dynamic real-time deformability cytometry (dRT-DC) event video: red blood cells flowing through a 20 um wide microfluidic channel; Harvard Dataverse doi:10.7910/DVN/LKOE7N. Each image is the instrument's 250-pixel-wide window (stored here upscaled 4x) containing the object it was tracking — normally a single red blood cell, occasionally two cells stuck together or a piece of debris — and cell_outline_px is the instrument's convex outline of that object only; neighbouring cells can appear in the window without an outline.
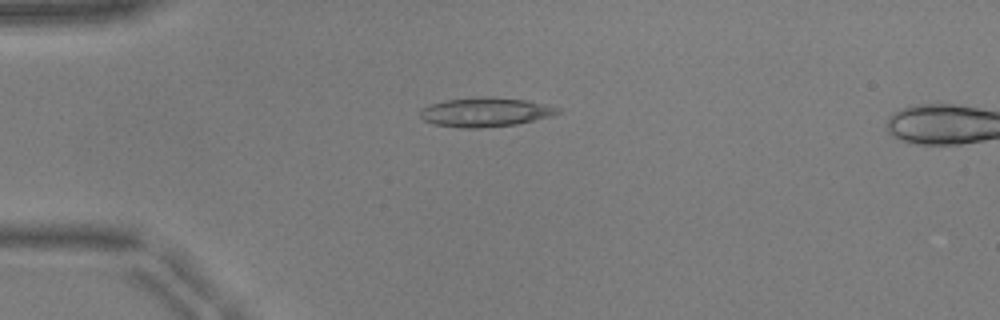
{"species": "common noctule bat (a hibernating species)", "species_latin": "Nyctalus noctula", "temperature_condition": "warm", "stored_images_in_passage": 12, "camera_frame_rate_fps": 3000, "um_per_image_px": 0.085, "animal": {"sex": "male", "body_mass_g": 17.9, "forearm_length_mm": 54.2}, "frame": {"image": 1, "passage_image": 9, "time_ms": 2.667, "image_size_px": [1000, 320], "cell_outline_px": [[560, 112], [548, 116], [516, 124], [480, 128], [460, 128], [436, 124], [424, 120], [420, 116], [420, 108], [444, 100], [472, 96], [488, 96], [524, 100], [548, 104], [560, 108]], "centroid_in_image_um": [41.22, 9.51], "position_along_channel_um": 43.8, "area_um2": 23.41}}